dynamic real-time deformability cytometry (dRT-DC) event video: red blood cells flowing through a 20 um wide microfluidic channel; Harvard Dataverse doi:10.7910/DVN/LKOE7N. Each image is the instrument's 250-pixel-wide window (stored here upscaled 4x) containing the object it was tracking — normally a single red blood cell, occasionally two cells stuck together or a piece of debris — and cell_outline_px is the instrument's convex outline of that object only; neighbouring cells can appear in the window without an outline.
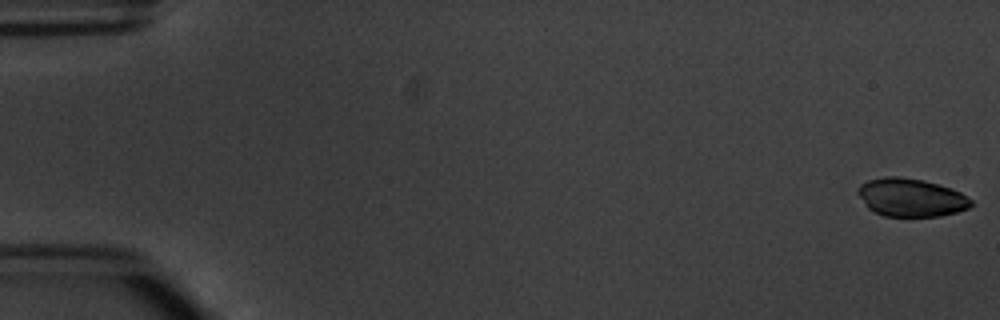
{"species": "common noctule bat (a hibernating species)", "species_latin": "Nyctalus noctula", "temperature_condition": "warm", "stored_images_in_passage": 4, "camera_frame_rate_fps": 3000, "um_per_image_px": 0.085, "animal": {"sex": "male", "body_mass_g": 20.1, "forearm_length_mm": 53.5}, "frame": {"image": 1, "passage_image": 1, "time_ms": 0.0, "image_size_px": [1000, 320], "cell_outline_px": [[972, 204], [968, 208], [956, 212], [940, 216], [884, 216], [868, 208], [856, 192], [856, 188], [860, 184], [868, 180], [884, 176], [900, 176], [924, 180], [952, 188], [960, 192], [972, 200]], "centroid_in_image_um": [77.41, 16.77], "position_along_channel_um": 7.6, "area_um2": 25.26}}